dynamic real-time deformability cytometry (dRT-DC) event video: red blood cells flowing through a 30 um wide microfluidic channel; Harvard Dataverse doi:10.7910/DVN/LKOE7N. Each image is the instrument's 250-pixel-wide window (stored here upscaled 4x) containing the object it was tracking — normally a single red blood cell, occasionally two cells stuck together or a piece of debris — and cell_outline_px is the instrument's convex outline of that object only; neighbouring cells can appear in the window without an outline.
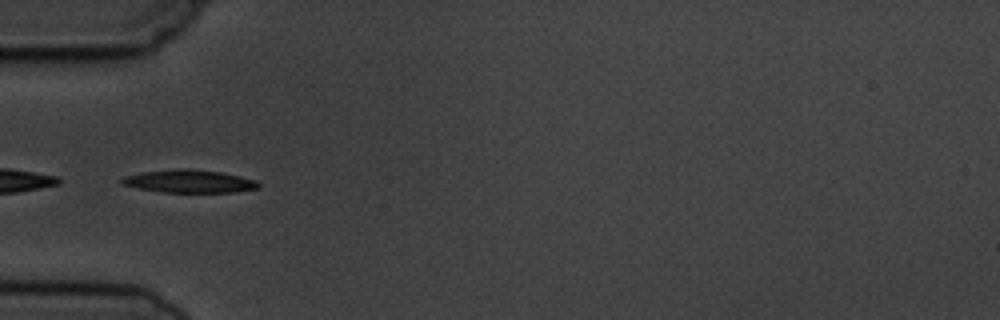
{"species": "common noctule bat (a hibernating species)", "species_latin": "Nyctalus noctula", "temperature_condition": "cold", "stored_images_in_passage": 5, "camera_frame_rate_fps": 3000, "um_per_image_px": 0.085, "animal": {"sex": "male", "body_mass_g": 19.5, "forearm_length_mm": 54.6}, "frame": {"image": 1, "passage_image": 5, "time_ms": 4.333, "image_size_px": [1000, 320], "cell_outline_px": [[260, 188], [236, 192], [160, 192], [140, 188], [124, 184], [120, 180], [124, 176], [140, 172], [180, 168], [188, 168], [220, 172], [240, 176], [256, 180], [260, 184]], "centroid_in_image_um": [16.12, 15.4], "position_along_channel_um": 68.9, "area_um2": 18.21}}